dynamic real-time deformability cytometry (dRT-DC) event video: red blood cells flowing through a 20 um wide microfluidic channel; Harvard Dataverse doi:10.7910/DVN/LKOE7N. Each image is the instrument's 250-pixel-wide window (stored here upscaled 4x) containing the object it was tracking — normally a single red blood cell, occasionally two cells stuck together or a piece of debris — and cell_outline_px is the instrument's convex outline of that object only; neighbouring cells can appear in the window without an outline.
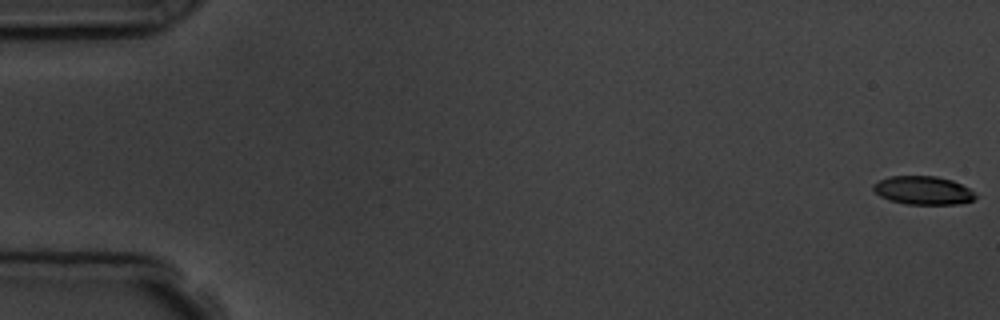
{"species": "common noctule bat (a hibernating species)", "species_latin": "Nyctalus noctula", "temperature_condition": "room temperature", "stored_images_in_passage": 9, "camera_frame_rate_fps": 3000, "um_per_image_px": 0.085, "animal": {"sex": "male", "body_mass_g": 19.5, "forearm_length_mm": 54.6}, "frame": {"image": 1, "passage_image": 1, "time_ms": 0.0, "image_size_px": [1000, 320], "cell_outline_px": [[976, 200], [960, 204], [904, 204], [888, 200], [880, 196], [872, 188], [872, 184], [888, 176], [936, 176], [952, 180], [968, 188], [976, 196]], "centroid_in_image_um": [78.45, 16.19], "position_along_channel_um": 6.6, "area_um2": 16.99}}
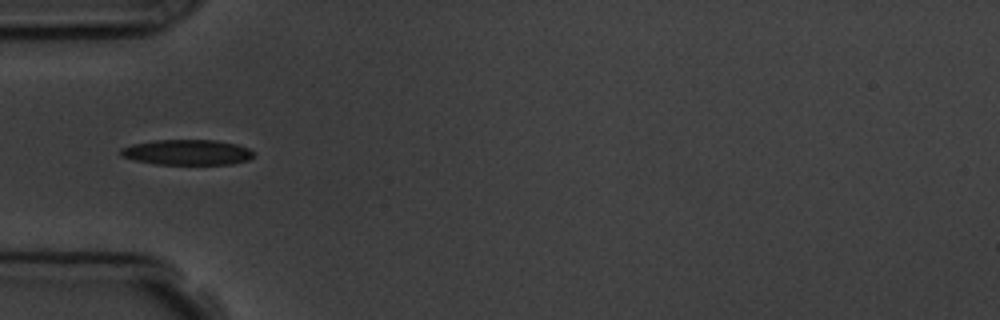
{"frame": {"image": 2, "passage_image": 6, "time_ms": 5.667, "image_size_px": [1000, 320], "cell_outline_px": [[256, 156], [248, 160], [232, 164], [156, 164], [132, 160], [120, 156], [120, 148], [132, 144], [156, 140], [216, 140], [236, 144], [248, 148]], "centroid_in_image_um": [15.89, 12.95], "position_along_channel_um": 69.1, "area_um2": 19.77}}